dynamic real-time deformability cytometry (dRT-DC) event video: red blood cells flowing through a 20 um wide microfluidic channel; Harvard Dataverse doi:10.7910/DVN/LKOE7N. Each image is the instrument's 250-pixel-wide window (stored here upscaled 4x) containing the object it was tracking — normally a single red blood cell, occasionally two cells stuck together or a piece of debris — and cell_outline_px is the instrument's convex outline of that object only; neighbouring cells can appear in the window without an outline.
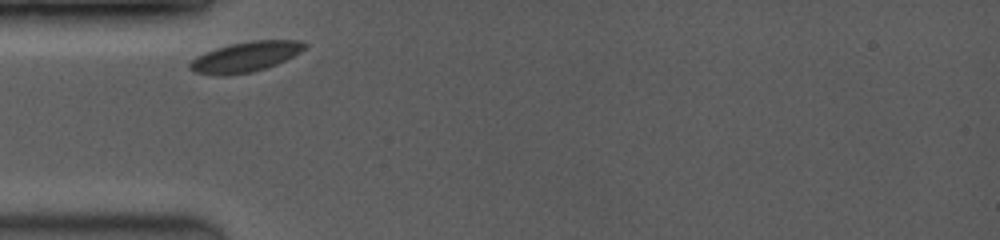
{"species": "common noctule bat (a hibernating species)", "species_latin": "Nyctalus noctula", "temperature_condition": "room temperature", "stored_images_in_passage": 4, "camera_frame_rate_fps": 3500, "um_per_image_px": 0.085, "animal": {"sex": "female", "body_mass_g": 19.0, "forearm_length_mm": 53.3}, "frame": {"image": 1, "passage_image": 1, "time_ms": 0.0, "image_size_px": [1000, 240], "cell_outline_px": [[308, 44], [300, 52], [276, 64], [252, 72], [228, 76], [224, 76], [192, 72], [188, 68], [188, 64], [196, 56], [204, 52], [216, 48], [232, 44], [252, 40], [296, 40]], "centroid_in_image_um": [20.81, 4.84], "position_along_channel_um": 64.2, "area_um2": 20.11}}
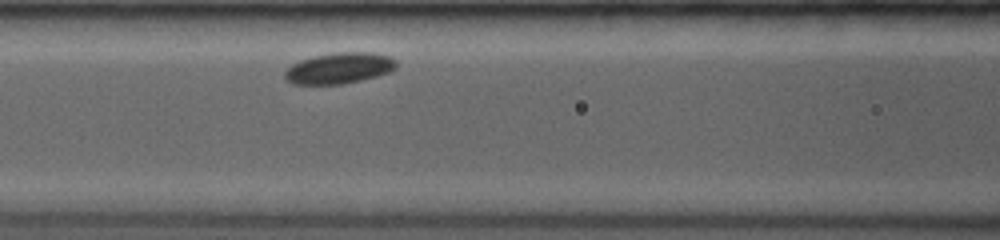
{"frame": {"image": 2, "passage_image": 4, "time_ms": 2.0, "image_size_px": [1000, 240], "cell_outline_px": [[396, 68], [388, 72], [376, 76], [360, 80], [340, 84], [292, 84], [284, 76], [284, 72], [292, 64], [300, 60], [312, 56], [336, 52], [372, 52], [388, 56], [396, 60]], "centroid_in_image_um": [28.82, 5.78], "position_along_channel_um": 137.8, "area_um2": 20.06}}